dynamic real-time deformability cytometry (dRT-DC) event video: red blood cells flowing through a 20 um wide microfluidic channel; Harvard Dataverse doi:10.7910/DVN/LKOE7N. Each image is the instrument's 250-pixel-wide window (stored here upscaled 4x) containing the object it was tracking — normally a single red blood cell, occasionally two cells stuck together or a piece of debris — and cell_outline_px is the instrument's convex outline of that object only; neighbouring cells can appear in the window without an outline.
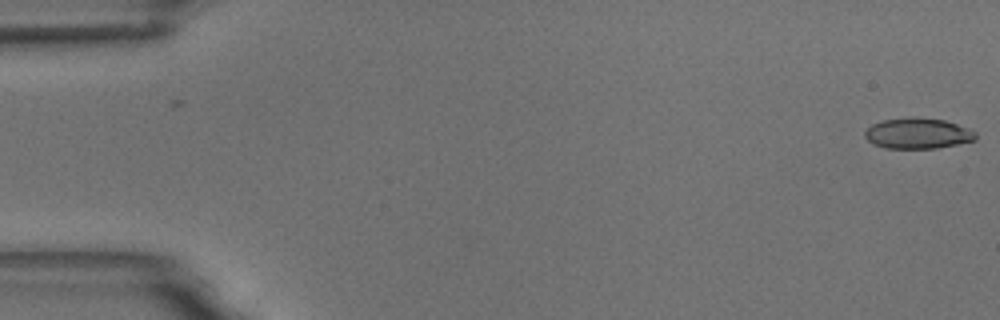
{"species": "common noctule bat (a hibernating species)", "species_latin": "Nyctalus noctula", "temperature_condition": "room temperature", "stored_images_in_passage": 51, "camera_frame_rate_fps": 3000, "um_per_image_px": 0.085, "animal": {"sex": "male", "body_mass_g": 18.8}, "frame": {"image": 1, "passage_image": 1, "time_ms": 0.0, "image_size_px": [1000, 320], "cell_outline_px": [[976, 140], [936, 148], [884, 148], [872, 144], [864, 136], [864, 132], [872, 124], [884, 120], [944, 120], [968, 128], [976, 132]], "centroid_in_image_um": [78.01, 11.39], "position_along_channel_um": 7.0, "area_um2": 18.96}}
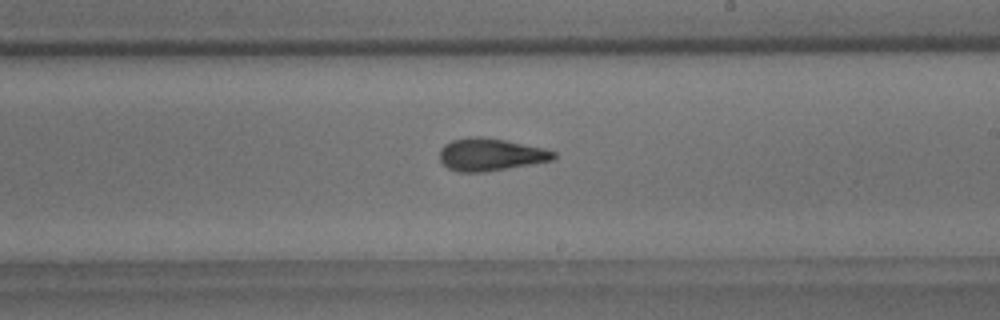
{"frame": {"image": 2, "passage_image": 34, "time_ms": 11.0, "image_size_px": [1000, 320], "cell_outline_px": [[556, 156], [552, 160], [532, 164], [484, 172], [456, 172], [448, 168], [440, 160], [440, 148], [444, 144], [452, 140], [468, 136], [480, 136], [504, 140], [544, 148], [556, 152]], "centroid_in_image_um": [41.67, 13.13], "position_along_channel_um": 247.3, "area_um2": 21.62}}
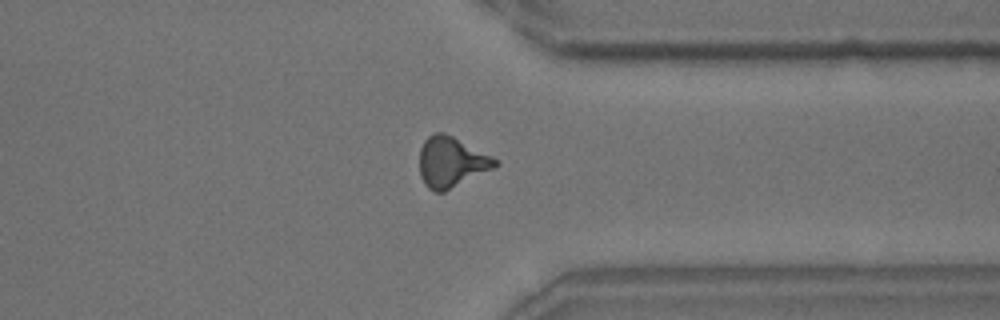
{"frame": {"image": 3, "passage_image": 45, "time_ms": 14.667, "image_size_px": [1000, 320], "cell_outline_px": [[500, 164], [444, 192], [432, 192], [424, 184], [420, 176], [420, 148], [424, 140], [428, 136], [436, 132], [444, 132], [500, 160]], "centroid_in_image_um": [38.34, 13.78], "position_along_channel_um": 373.1, "area_um2": 22.14}}